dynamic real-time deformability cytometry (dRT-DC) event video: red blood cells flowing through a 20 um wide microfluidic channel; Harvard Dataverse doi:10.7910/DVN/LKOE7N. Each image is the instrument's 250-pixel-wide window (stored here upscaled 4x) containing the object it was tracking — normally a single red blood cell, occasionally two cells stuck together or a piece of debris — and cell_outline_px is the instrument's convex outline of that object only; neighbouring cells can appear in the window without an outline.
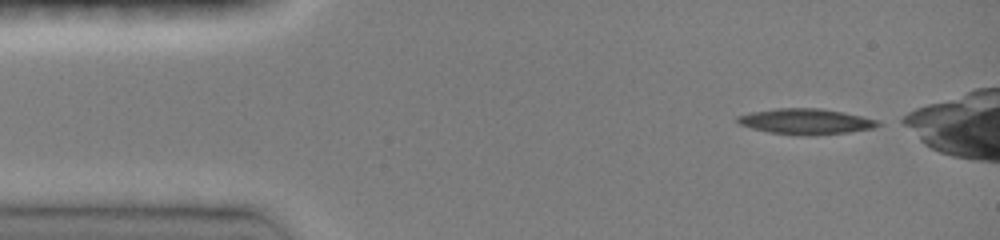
{"species": "common noctule bat (a hibernating species)", "species_latin": "Nyctalus noctula", "temperature_condition": "room temperature", "stored_images_in_passage": 40, "camera_frame_rate_fps": 3000, "um_per_image_px": 0.085, "animal": {"sex": "female", "body_mass_g": 19.0, "forearm_length_mm": 51.5}, "frame": {"image": 1, "passage_image": 1, "time_ms": 0.0, "image_size_px": [1000, 240], "cell_outline_px": [[884, 124], [872, 128], [848, 132], [812, 136], [796, 136], [768, 132], [752, 128], [740, 124], [736, 120], [736, 116], [748, 112], [776, 108], [820, 108], [844, 112], [880, 120]], "centroid_in_image_um": [68.5, 10.33], "position_along_channel_um": 16.5, "area_um2": 21.39}}
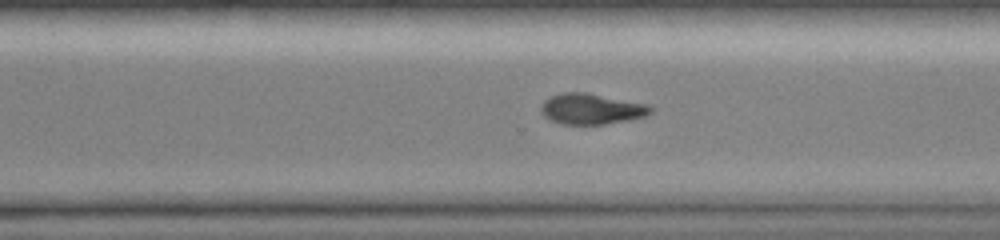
{"frame": {"image": 2, "passage_image": 29, "time_ms": 9.333, "image_size_px": [1000, 240], "cell_outline_px": [[656, 108], [652, 112], [644, 116], [628, 120], [604, 124], [560, 124], [544, 116], [540, 108], [540, 104], [544, 100], [552, 96], [564, 92], [584, 92], [648, 104]], "centroid_in_image_um": [50.28, 9.25], "position_along_channel_um": 320.3, "area_um2": 19.59}}
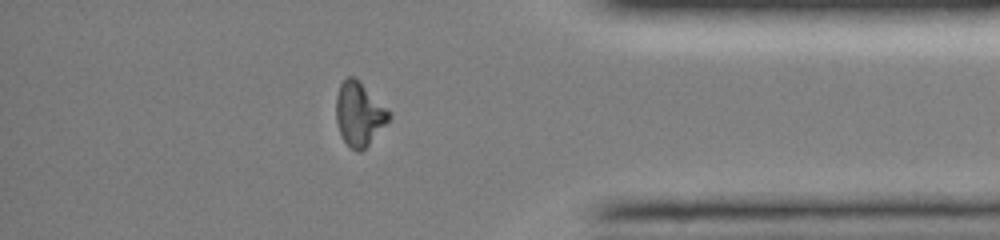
{"frame": {"image": 3, "passage_image": 36, "time_ms": 11.667, "image_size_px": [1000, 240], "cell_outline_px": [[392, 116], [368, 144], [360, 152], [356, 152], [344, 140], [340, 132], [336, 120], [336, 96], [340, 84], [348, 76], [356, 76], [360, 80]], "centroid_in_image_um": [30.5, 9.65], "position_along_channel_um": 404.7, "area_um2": 19.19}}